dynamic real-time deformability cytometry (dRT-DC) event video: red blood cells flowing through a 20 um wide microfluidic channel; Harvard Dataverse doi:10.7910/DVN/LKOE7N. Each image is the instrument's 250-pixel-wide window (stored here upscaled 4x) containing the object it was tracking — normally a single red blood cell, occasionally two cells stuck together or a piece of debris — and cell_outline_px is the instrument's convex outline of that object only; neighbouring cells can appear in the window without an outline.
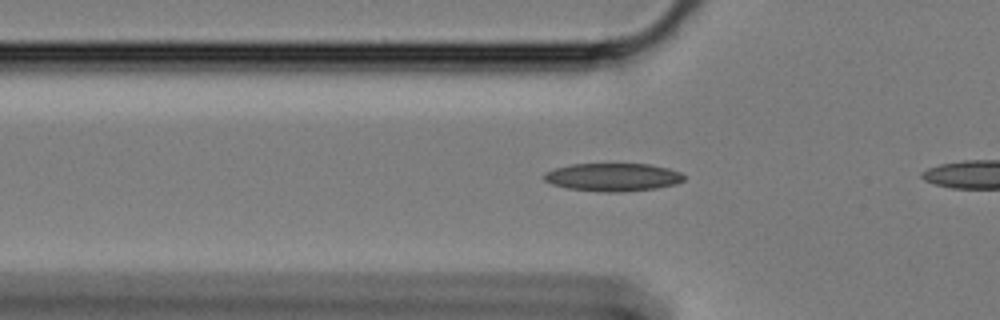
{"species": "Egyptian fruit bat (a non-hibernating species)", "species_latin": "Rousettus aegyptiacus", "temperature_condition": "cold", "stored_images_in_passage": 5, "camera_frame_rate_fps": 3000, "um_per_image_px": 0.085, "animal": {"sex": "female"}, "frame": {"image": 1, "passage_image": 3, "time_ms": 0.667, "image_size_px": [1000, 320], "cell_outline_px": [[684, 180], [676, 184], [656, 188], [620, 192], [604, 192], [568, 188], [552, 184], [544, 180], [544, 172], [556, 168], [572, 164], [648, 164], [668, 168], [680, 172], [684, 176]], "centroid_in_image_um": [52.1, 15.06], "position_along_channel_um": 73.7, "area_um2": 22.72}}